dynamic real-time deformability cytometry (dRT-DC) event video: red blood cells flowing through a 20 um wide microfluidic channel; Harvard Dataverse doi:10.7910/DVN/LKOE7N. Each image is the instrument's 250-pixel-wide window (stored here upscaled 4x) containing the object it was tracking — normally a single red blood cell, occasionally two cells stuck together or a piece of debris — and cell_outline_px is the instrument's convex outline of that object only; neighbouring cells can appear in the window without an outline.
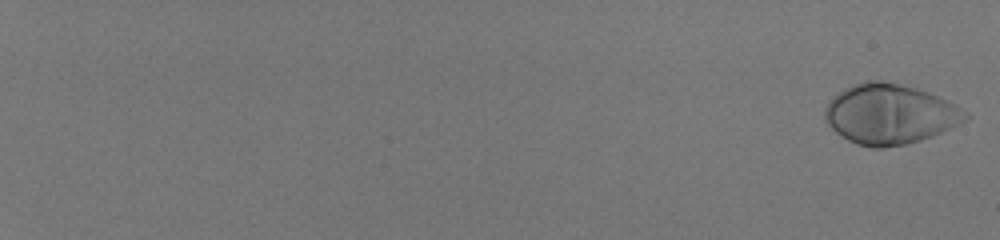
{"species": "human", "species_latin": "Homo sapiens", "temperature_condition": "room temperature", "stored_images_in_passage": 57, "camera_frame_rate_fps": 3000, "um_per_image_px": 0.085, "donor": {"sex": "male"}, "frame": {"image": 1, "passage_image": 1, "time_ms": 0.0, "image_size_px": [1000, 240], "cell_outline_px": [[972, 116], [968, 120], [960, 124], [932, 136], [908, 144], [884, 148], [872, 148], [856, 144], [848, 140], [836, 132], [824, 120], [824, 108], [844, 88], [864, 80], [880, 80], [900, 84], [916, 88], [928, 92], [968, 112]], "centroid_in_image_um": [75.64, 9.71], "position_along_channel_um": 9.4, "area_um2": 49.07}}
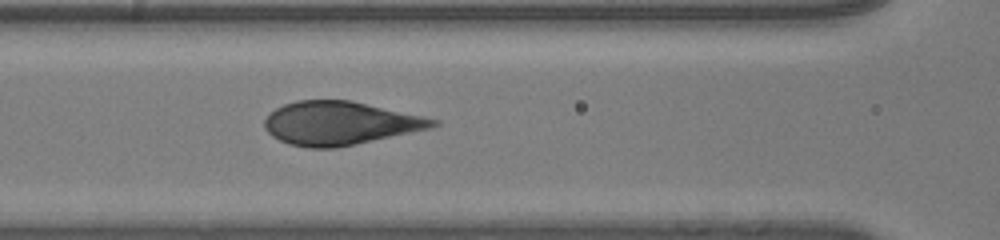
{"frame": {"image": 2, "passage_image": 32, "time_ms": 10.333, "image_size_px": [1000, 240], "cell_outline_px": [[440, 124], [428, 128], [336, 148], [308, 148], [288, 144], [272, 136], [264, 128], [264, 120], [276, 108], [284, 104], [296, 100], [348, 100], [440, 120]], "centroid_in_image_um": [28.83, 10.47], "position_along_channel_um": 137.8, "area_um2": 41.96}}
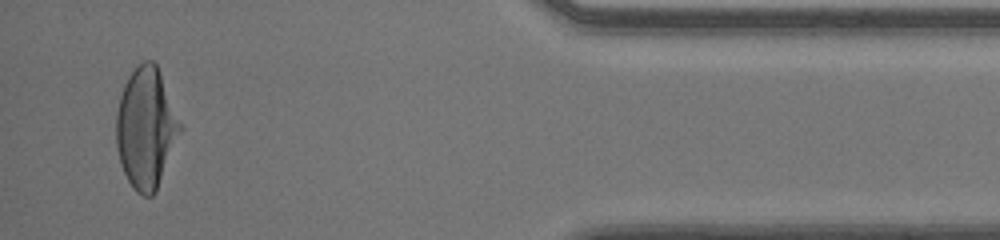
{"frame": {"image": 3, "passage_image": 56, "time_ms": 18.333, "image_size_px": [1000, 240], "cell_outline_px": [[184, 128], [156, 192], [152, 196], [144, 196], [136, 192], [128, 180], [120, 164], [116, 144], [116, 116], [120, 96], [124, 84], [128, 76], [144, 60], [152, 60], [156, 64], [160, 72]], "centroid_in_image_um": [12.44, 10.91], "position_along_channel_um": 422.8, "area_um2": 45.26}}